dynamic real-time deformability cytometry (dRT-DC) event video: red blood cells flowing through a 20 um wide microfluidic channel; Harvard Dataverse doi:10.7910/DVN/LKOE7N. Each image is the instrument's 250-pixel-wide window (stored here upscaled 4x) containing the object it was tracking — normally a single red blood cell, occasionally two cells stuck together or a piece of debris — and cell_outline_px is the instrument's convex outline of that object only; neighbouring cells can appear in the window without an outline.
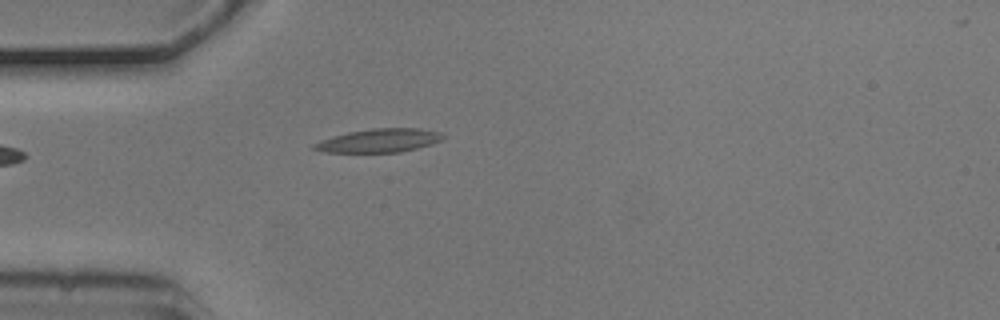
{"species": "common noctule bat (a hibernating species)", "species_latin": "Nyctalus noctula", "temperature_condition": "cold", "stored_images_in_passage": 1, "camera_frame_rate_fps": 3000, "um_per_image_px": 0.085, "animal": {"sex": "male", "body_mass_g": 20.5, "forearm_length_mm": 52.5}, "frame": {"image": 1, "passage_image": 1, "time_ms": 0.0, "image_size_px": [1000, 320], "cell_outline_px": [[448, 136], [432, 144], [400, 152], [324, 152], [312, 148], [312, 144], [320, 140], [332, 136], [348, 132], [372, 128], [420, 128], [440, 132]], "centroid_in_image_um": [32.24, 11.94], "position_along_channel_um": 52.8, "area_um2": 17.74}}